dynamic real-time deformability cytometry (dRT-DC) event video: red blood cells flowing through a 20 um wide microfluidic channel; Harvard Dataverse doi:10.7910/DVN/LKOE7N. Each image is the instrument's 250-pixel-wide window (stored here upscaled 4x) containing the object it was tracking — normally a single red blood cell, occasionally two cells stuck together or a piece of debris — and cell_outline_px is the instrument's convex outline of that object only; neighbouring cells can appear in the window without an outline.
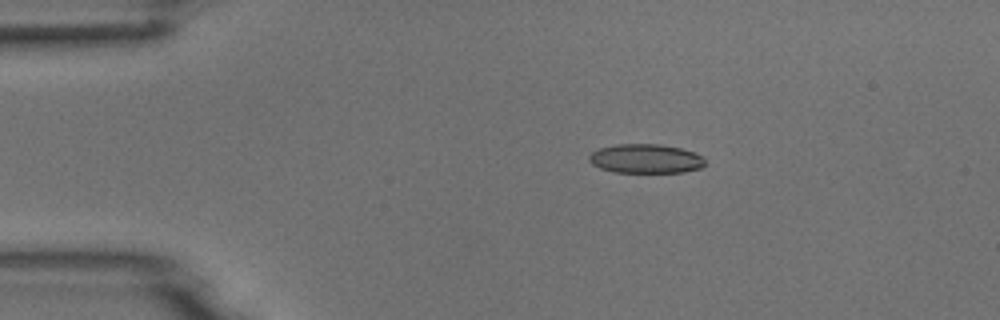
{"species": "common noctule bat (a hibernating species)", "species_latin": "Nyctalus noctula", "temperature_condition": "room temperature", "stored_images_in_passage": 5, "camera_frame_rate_fps": 3000, "um_per_image_px": 0.085, "animal": {"sex": "male", "body_mass_g": 18.8}, "frame": {"image": 1, "passage_image": 3, "time_ms": 0.667, "image_size_px": [1000, 320], "cell_outline_px": [[708, 164], [700, 168], [684, 172], [616, 172], [600, 168], [592, 164], [588, 160], [588, 156], [592, 152], [600, 148], [616, 144], [660, 144], [680, 148], [704, 156]], "centroid_in_image_um": [54.91, 13.49], "position_along_channel_um": 30.1, "area_um2": 19.83}}
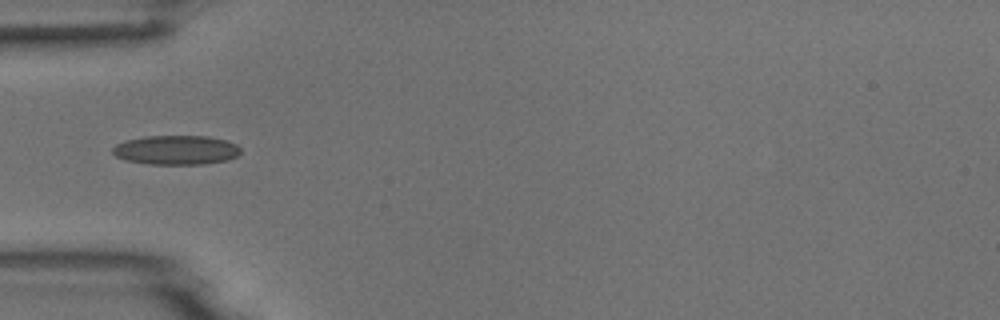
{"frame": {"image": 2, "passage_image": 5, "time_ms": 1.333, "image_size_px": [1000, 320], "cell_outline_px": [[240, 152], [236, 156], [228, 160], [204, 164], [148, 164], [124, 160], [116, 156], [112, 152], [112, 148], [116, 144], [128, 140], [144, 136], [208, 136], [228, 140], [236, 144], [240, 148]], "centroid_in_image_um": [14.98, 12.75], "position_along_channel_um": 70.0, "area_um2": 21.96}}